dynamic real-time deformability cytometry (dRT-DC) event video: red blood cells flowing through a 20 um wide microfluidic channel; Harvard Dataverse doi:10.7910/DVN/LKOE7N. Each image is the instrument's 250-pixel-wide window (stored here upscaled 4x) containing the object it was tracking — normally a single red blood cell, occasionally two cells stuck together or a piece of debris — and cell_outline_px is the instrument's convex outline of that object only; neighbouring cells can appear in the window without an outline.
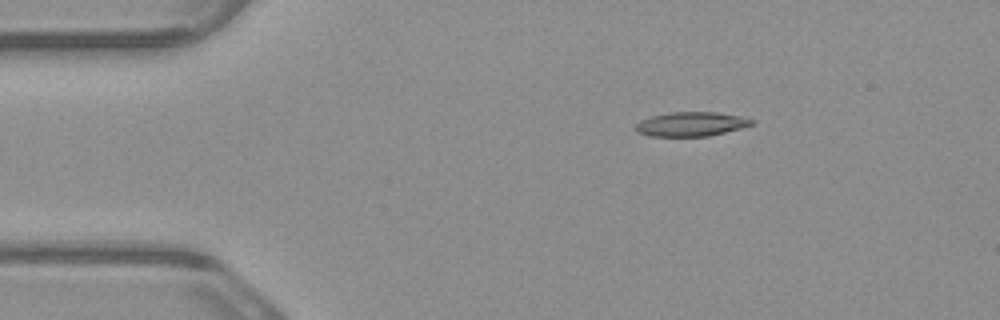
{"species": "common noctule bat (a hibernating species)", "species_latin": "Nyctalus noctula", "temperature_condition": "warm", "stored_images_in_passage": 4, "camera_frame_rate_fps": 3000, "um_per_image_px": 0.085, "animal": {"sex": "male", "body_mass_g": 23.1, "forearm_length_mm": 52.7}, "frame": {"image": 1, "passage_image": 3, "time_ms": 0.667, "image_size_px": [1000, 320], "cell_outline_px": [[756, 124], [708, 136], [648, 136], [636, 132], [636, 124], [640, 120], [652, 116], [672, 112], [716, 112], [740, 116], [756, 120]], "centroid_in_image_um": [58.76, 10.55], "position_along_channel_um": 26.2, "area_um2": 16.42}}